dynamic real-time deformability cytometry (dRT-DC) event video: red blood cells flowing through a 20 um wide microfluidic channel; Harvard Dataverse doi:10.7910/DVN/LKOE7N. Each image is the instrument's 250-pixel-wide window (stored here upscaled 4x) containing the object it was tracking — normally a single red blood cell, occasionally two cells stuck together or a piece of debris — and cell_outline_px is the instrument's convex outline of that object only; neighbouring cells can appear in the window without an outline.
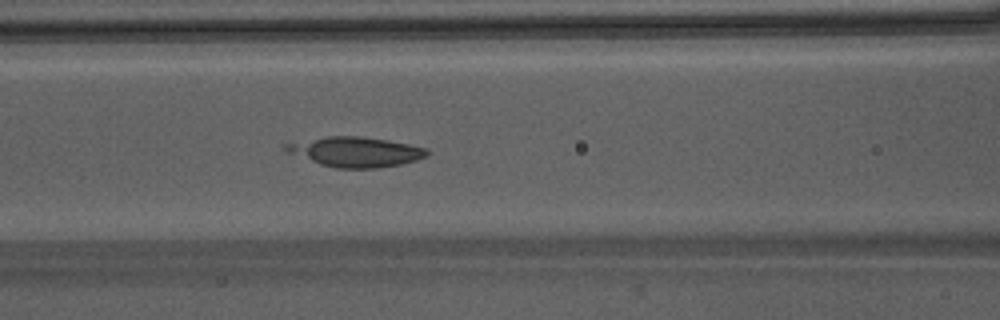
{"species": "Egyptian fruit bat (a non-hibernating species)", "species_latin": "Rousettus aegyptiacus", "temperature_condition": "warm", "stored_images_in_passage": 33, "camera_frame_rate_fps": 3000, "um_per_image_px": 0.085, "animal": {"sex": "male"}, "frame": {"image": 1, "passage_image": 10, "time_ms": 3.0, "image_size_px": [1000, 320], "cell_outline_px": [[428, 156], [416, 160], [400, 164], [376, 168], [336, 168], [320, 164], [284, 152], [280, 148], [284, 144], [328, 136], [360, 136], [388, 140], [428, 148]], "centroid_in_image_um": [30.18, 12.9], "position_along_channel_um": 136.4, "area_um2": 24.68}}
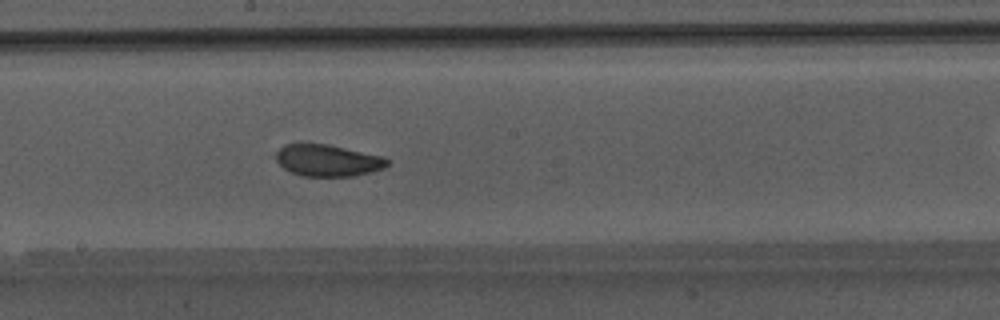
{"frame": {"image": 2, "passage_image": 16, "time_ms": 5.0, "image_size_px": [1000, 320], "cell_outline_px": [[388, 164], [384, 168], [372, 172], [352, 176], [304, 176], [292, 172], [284, 168], [276, 160], [276, 152], [284, 144], [328, 144], [384, 156], [388, 160]], "centroid_in_image_um": [27.88, 13.63], "position_along_channel_um": 220.3, "area_um2": 20.52}}
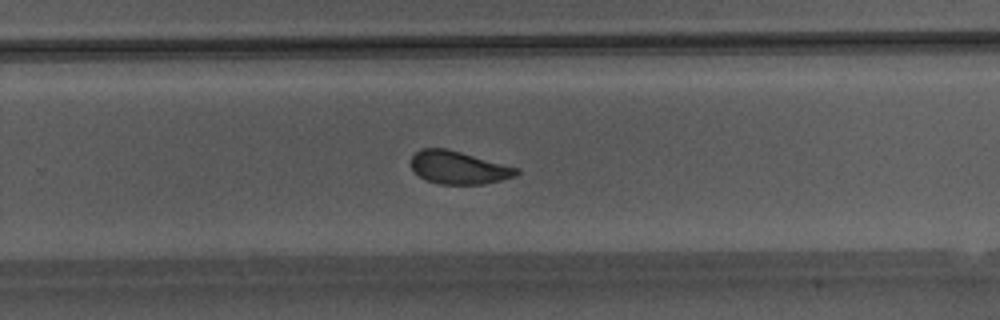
{"frame": {"image": 3, "passage_image": 21, "time_ms": 6.667, "image_size_px": [1000, 320], "cell_outline_px": [[520, 172], [516, 176], [484, 184], [440, 184], [424, 180], [412, 168], [412, 156], [420, 148], [444, 148], [460, 152], [520, 168]], "centroid_in_image_um": [39.0, 14.25], "position_along_channel_um": 290.8, "area_um2": 20.11}}